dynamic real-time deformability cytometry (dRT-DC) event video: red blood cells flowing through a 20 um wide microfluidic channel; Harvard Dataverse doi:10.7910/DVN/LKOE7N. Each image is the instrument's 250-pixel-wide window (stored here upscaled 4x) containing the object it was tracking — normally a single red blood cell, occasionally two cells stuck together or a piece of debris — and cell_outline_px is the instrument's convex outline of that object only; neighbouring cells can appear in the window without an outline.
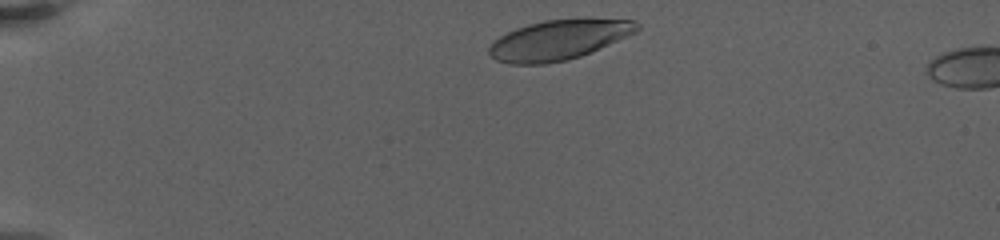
{"species": "human", "species_latin": "Homo sapiens", "temperature_condition": "warm", "stored_images_in_passage": 16, "camera_frame_rate_fps": 3000, "um_per_image_px": 0.085, "donor": {"sex": "female"}, "frame": {"image": 1, "passage_image": 3, "time_ms": 0.333, "image_size_px": [1000, 240], "cell_outline_px": [[640, 28], [636, 32], [628, 36], [600, 48], [580, 56], [564, 60], [544, 64], [508, 64], [496, 60], [488, 52], [488, 48], [500, 36], [516, 28], [528, 24], [544, 20], [584, 16], [632, 20], [640, 24]], "centroid_in_image_um": [47.54, 3.34], "position_along_channel_um": 37.5, "area_um2": 34.91}}